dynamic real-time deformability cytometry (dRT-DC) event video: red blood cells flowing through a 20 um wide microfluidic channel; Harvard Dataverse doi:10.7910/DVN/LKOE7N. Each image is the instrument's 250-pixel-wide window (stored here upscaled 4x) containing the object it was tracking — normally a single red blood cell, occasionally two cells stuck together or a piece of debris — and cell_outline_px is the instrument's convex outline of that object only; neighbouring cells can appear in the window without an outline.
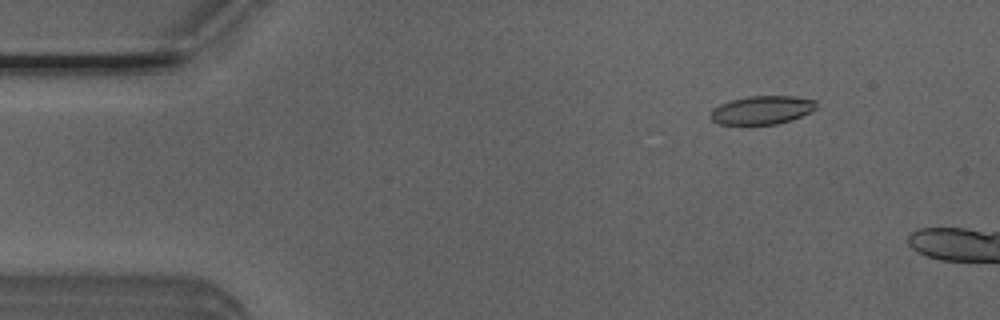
{"species": "Egyptian fruit bat (a non-hibernating species)", "species_latin": "Rousettus aegyptiacus", "temperature_condition": "room temperature", "stored_images_in_passage": 4, "camera_frame_rate_fps": 3000, "um_per_image_px": 0.085, "animal": {"sex": "male"}, "frame": {"image": 1, "passage_image": 2, "time_ms": 0.333, "image_size_px": [1000, 320], "cell_outline_px": [[816, 108], [792, 120], [776, 124], [720, 124], [712, 120], [708, 116], [712, 108], [720, 104], [732, 100], [748, 96], [792, 96], [816, 100]], "centroid_in_image_um": [64.73, 9.35], "position_along_channel_um": 20.3, "area_um2": 17.46}}